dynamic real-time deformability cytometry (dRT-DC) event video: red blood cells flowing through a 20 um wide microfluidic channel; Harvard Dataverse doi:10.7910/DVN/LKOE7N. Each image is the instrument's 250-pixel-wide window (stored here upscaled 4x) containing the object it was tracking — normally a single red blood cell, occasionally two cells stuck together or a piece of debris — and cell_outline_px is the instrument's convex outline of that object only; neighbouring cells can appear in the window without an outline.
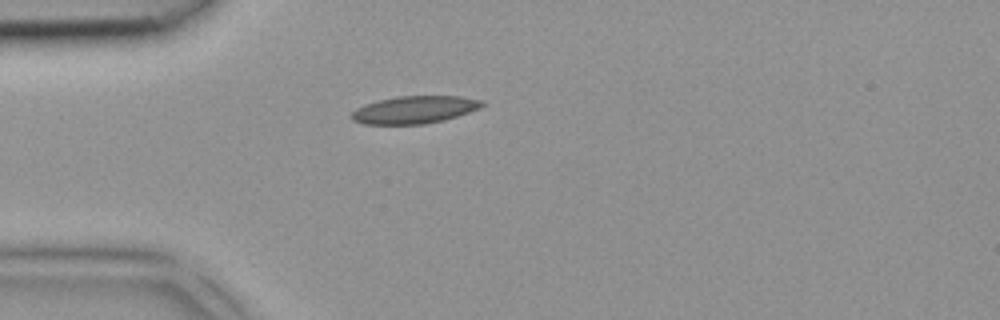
{"species": "common noctule bat (a hibernating species)", "species_latin": "Nyctalus noctula", "temperature_condition": "room temperature", "stored_images_in_passage": 1, "camera_frame_rate_fps": 3000, "um_per_image_px": 0.085, "animal": {"sex": "female", "body_mass_g": 18.4}, "frame": {"image": 1, "passage_image": 1, "time_ms": 0.0, "image_size_px": [1000, 320], "cell_outline_px": [[484, 104], [480, 108], [444, 120], [424, 124], [364, 124], [352, 120], [352, 112], [356, 108], [364, 104], [396, 96], [460, 96], [484, 100]], "centroid_in_image_um": [35.24, 9.32], "position_along_channel_um": 49.8, "area_um2": 20.87}}